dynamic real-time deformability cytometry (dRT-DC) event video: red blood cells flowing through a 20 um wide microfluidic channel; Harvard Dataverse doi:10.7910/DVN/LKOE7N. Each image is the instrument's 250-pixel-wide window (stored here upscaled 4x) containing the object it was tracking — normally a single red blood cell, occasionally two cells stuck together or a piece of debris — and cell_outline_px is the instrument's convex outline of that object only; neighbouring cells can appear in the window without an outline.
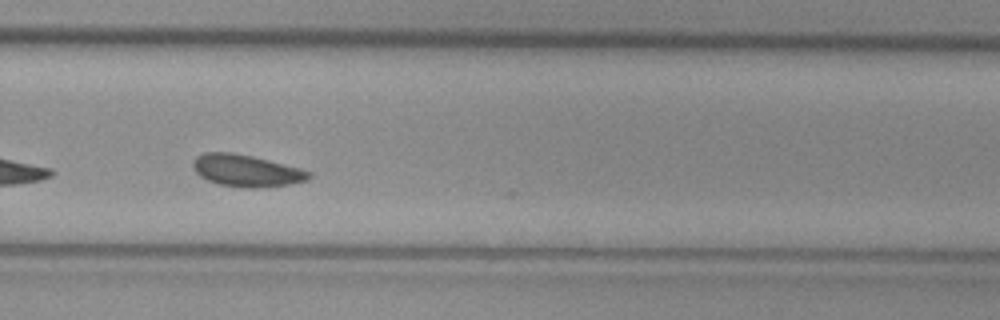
{"species": "common noctule bat (a hibernating species)", "species_latin": "Nyctalus noctula", "temperature_condition": "cold", "stored_images_in_passage": 26, "camera_frame_rate_fps": 3000, "um_per_image_px": 0.085, "animal": {"sex": "female", "body_mass_g": 29.2, "forearm_length_mm": 56.3}, "frame": {"image": 1, "passage_image": 22, "time_ms": 7.0, "image_size_px": [1000, 320], "cell_outline_px": [[312, 176], [308, 180], [288, 184], [256, 188], [244, 188], [220, 184], [208, 180], [200, 176], [192, 168], [192, 160], [196, 156], [204, 152], [232, 152], [252, 156], [300, 168], [312, 172]], "centroid_in_image_um": [20.92, 14.5], "position_along_channel_um": 308.9, "area_um2": 21.62}}
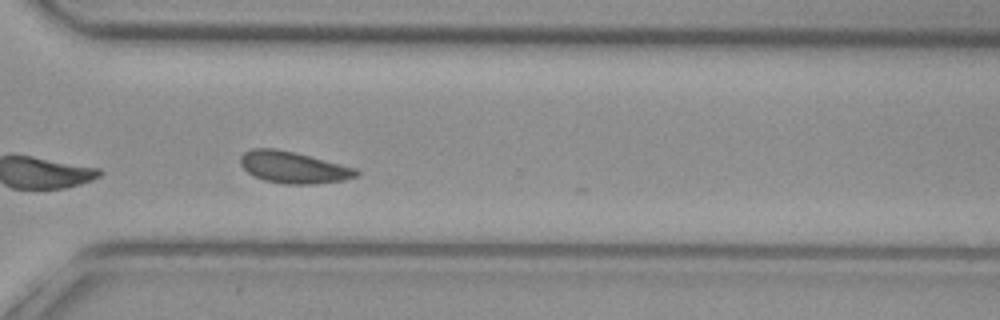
{"frame": {"image": 2, "passage_image": 25, "time_ms": 8.0, "image_size_px": [1000, 320], "cell_outline_px": [[360, 172], [356, 176], [344, 180], [316, 184], [284, 184], [264, 180], [248, 172], [240, 164], [240, 156], [244, 152], [252, 148], [276, 148], [356, 168]], "centroid_in_image_um": [24.92, 14.23], "position_along_channel_um": 345.7, "area_um2": 21.15}}